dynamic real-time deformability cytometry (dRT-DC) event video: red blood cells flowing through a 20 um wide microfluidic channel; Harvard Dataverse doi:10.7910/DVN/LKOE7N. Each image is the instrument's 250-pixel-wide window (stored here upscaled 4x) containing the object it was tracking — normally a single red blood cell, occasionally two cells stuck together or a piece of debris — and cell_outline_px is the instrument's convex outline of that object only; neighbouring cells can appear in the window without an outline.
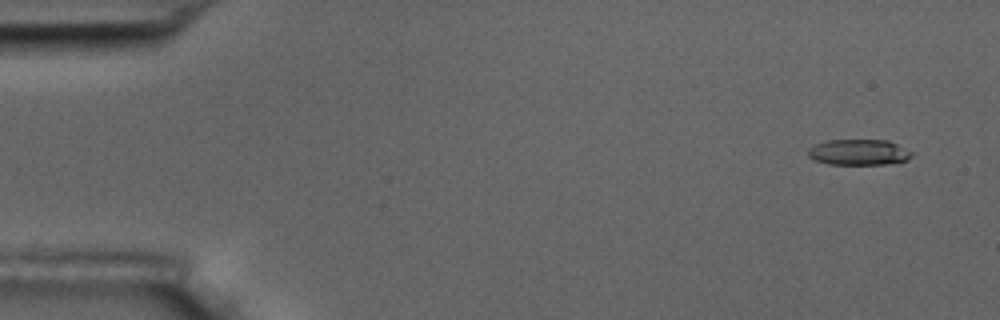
{"species": "common noctule bat (a hibernating species)", "species_latin": "Nyctalus noctula", "temperature_condition": "room temperature", "stored_images_in_passage": 6, "camera_frame_rate_fps": 3000, "um_per_image_px": 0.085, "animal": {"sex": "male", "body_mass_g": 17.5, "forearm_length_mm": 52.3}, "frame": {"image": 1, "passage_image": 2, "time_ms": 1.0, "image_size_px": [1000, 320], "cell_outline_px": [[912, 156], [908, 160], [884, 164], [828, 164], [816, 160], [808, 156], [808, 148], [816, 144], [828, 140], [888, 140], [912, 152]], "centroid_in_image_um": [72.98, 12.94], "position_along_channel_um": 12.0, "area_um2": 15.43}}
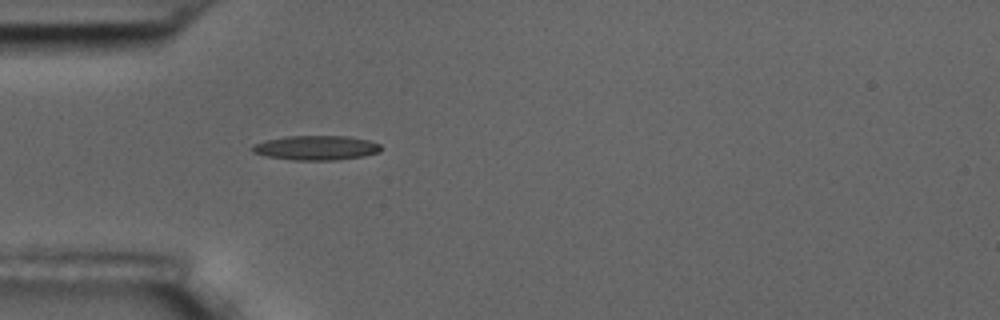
{"frame": {"image": 2, "passage_image": 6, "time_ms": 5.667, "image_size_px": [1000, 320], "cell_outline_px": [[380, 152], [364, 156], [336, 160], [292, 160], [268, 156], [252, 152], [248, 148], [252, 144], [264, 140], [284, 136], [348, 136], [368, 140], [380, 144]], "centroid_in_image_um": [26.82, 12.56], "position_along_channel_um": 58.2, "area_um2": 18.55}}